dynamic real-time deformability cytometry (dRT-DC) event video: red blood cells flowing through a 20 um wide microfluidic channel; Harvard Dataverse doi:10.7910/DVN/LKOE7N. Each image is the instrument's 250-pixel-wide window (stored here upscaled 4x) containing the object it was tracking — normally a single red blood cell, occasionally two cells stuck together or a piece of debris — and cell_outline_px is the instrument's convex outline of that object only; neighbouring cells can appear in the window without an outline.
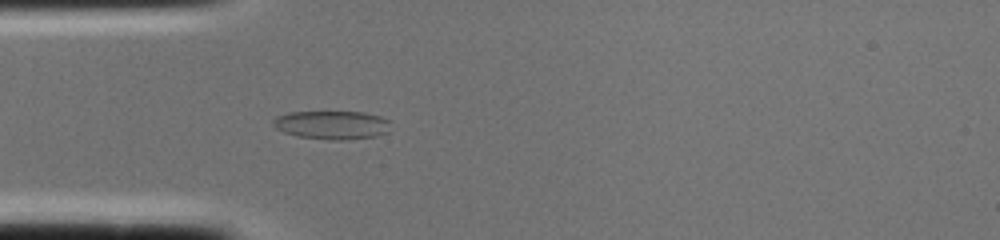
{"species": "common noctule bat (a hibernating species)", "species_latin": "Nyctalus noctula", "temperature_condition": "cold", "stored_images_in_passage": 2, "camera_frame_rate_fps": 3000, "um_per_image_px": 0.085, "animal": {"sex": "female", "body_mass_g": 22.0, "forearm_length_mm": 56.7}, "frame": {"image": 1, "passage_image": 2, "time_ms": 0.333, "image_size_px": [1000, 240], "cell_outline_px": [[392, 120], [388, 132], [376, 136], [348, 140], [332, 140], [296, 136], [284, 132], [276, 128], [272, 124], [272, 120], [276, 116], [288, 112], [364, 112], [380, 116]], "centroid_in_image_um": [28.24, 10.62], "position_along_channel_um": 56.8, "area_um2": 19.83}}